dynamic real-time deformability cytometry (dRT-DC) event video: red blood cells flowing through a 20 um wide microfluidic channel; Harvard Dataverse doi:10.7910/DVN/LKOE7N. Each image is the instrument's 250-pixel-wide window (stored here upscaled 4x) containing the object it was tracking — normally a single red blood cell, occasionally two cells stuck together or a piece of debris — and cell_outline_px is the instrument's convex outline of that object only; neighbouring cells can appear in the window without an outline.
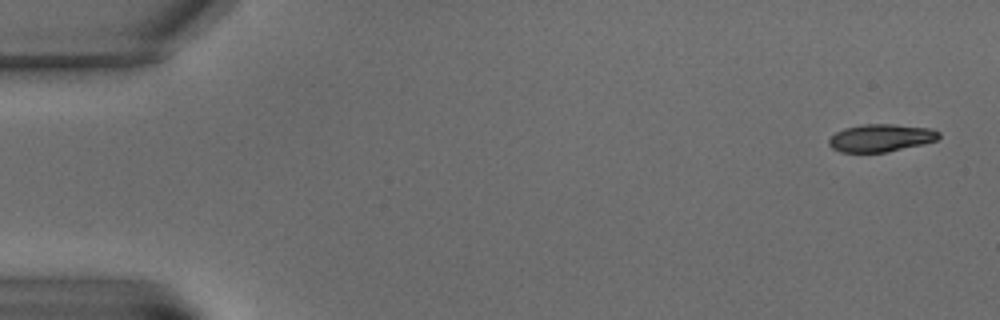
{"species": "common noctule bat (a hibernating species)", "species_latin": "Nyctalus noctula", "temperature_condition": "warm", "stored_images_in_passage": 9, "camera_frame_rate_fps": 3000, "um_per_image_px": 0.085, "animal": {"sex": "male", "body_mass_g": 15.6}, "frame": {"image": 1, "passage_image": 1, "time_ms": 0.0, "image_size_px": [1000, 320], "cell_outline_px": [[940, 136], [936, 140], [924, 144], [888, 152], [840, 152], [832, 148], [828, 144], [828, 140], [836, 132], [844, 128], [864, 124], [892, 124], [932, 128], [940, 132]], "centroid_in_image_um": [74.89, 11.72], "position_along_channel_um": 10.1, "area_um2": 17.8}}
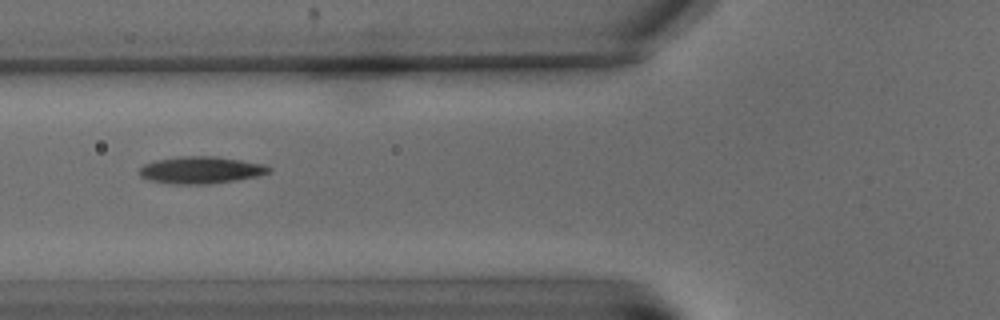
{"frame": {"image": 2, "passage_image": 7, "time_ms": 8.333, "image_size_px": [1000, 320], "cell_outline_px": [[272, 172], [256, 176], [236, 180], [208, 184], [176, 184], [148, 180], [140, 176], [140, 168], [144, 164], [156, 160], [180, 156], [216, 156], [264, 164], [272, 168]], "centroid_in_image_um": [17.09, 14.45], "position_along_channel_um": 108.7, "area_um2": 20.4}}
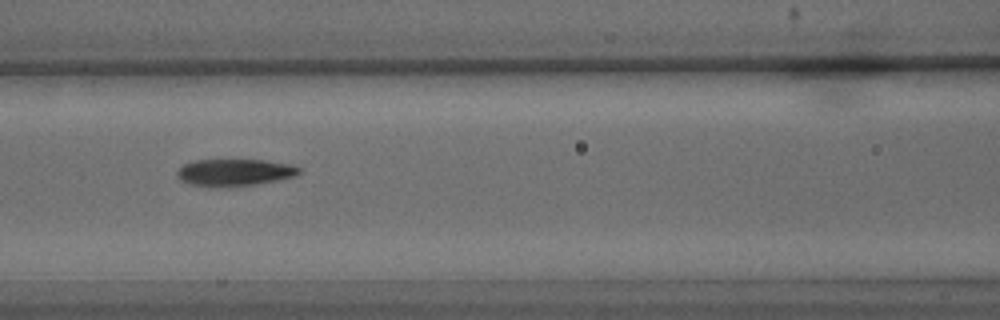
{"frame": {"image": 3, "passage_image": 8, "time_ms": 9.667, "image_size_px": [1000, 320], "cell_outline_px": [[304, 172], [296, 176], [256, 184], [224, 188], [212, 188], [188, 184], [180, 180], [176, 176], [176, 172], [184, 164], [196, 160], [264, 160], [292, 164], [300, 168]], "centroid_in_image_um": [19.94, 14.68], "position_along_channel_um": 146.7, "area_um2": 19.65}}